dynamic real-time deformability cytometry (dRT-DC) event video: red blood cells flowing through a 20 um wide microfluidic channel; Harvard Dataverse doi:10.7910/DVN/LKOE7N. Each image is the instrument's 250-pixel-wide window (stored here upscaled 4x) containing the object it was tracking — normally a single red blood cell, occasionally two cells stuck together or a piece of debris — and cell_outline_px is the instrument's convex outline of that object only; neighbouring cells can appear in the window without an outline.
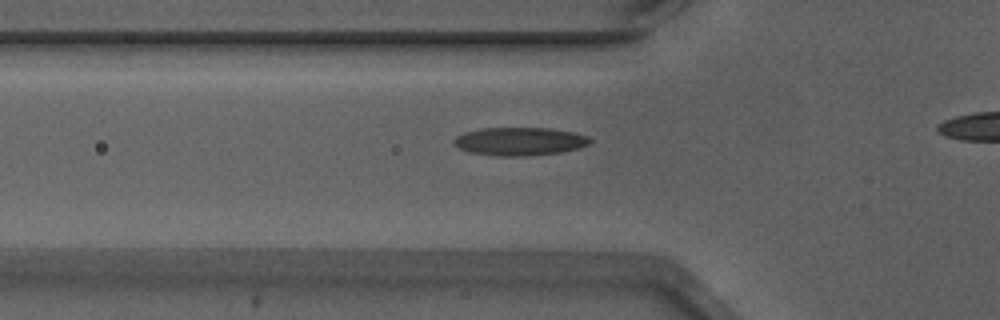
{"species": "Egyptian fruit bat (a non-hibernating species)", "species_latin": "Rousettus aegyptiacus", "temperature_condition": "warm", "stored_images_in_passage": 38, "camera_frame_rate_fps": 3000, "um_per_image_px": 0.085, "animal": {"sex": "male"}, "frame": {"image": 1, "passage_image": 13, "time_ms": 4.0, "image_size_px": [1000, 320], "cell_outline_px": [[592, 140], [588, 144], [580, 148], [560, 152], [524, 156], [496, 156], [468, 152], [452, 144], [452, 140], [456, 136], [464, 132], [484, 128], [548, 128], [572, 132], [588, 136]], "centroid_in_image_um": [44.13, 12.02], "position_along_channel_um": 81.7, "area_um2": 22.37}}
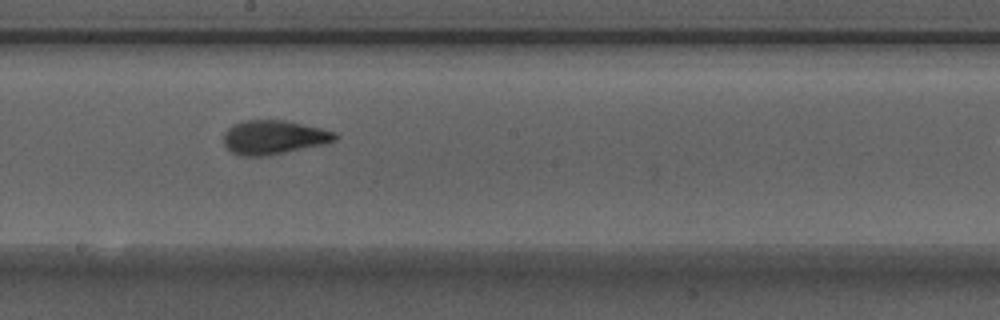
{"frame": {"image": 2, "passage_image": 24, "time_ms": 7.667, "image_size_px": [1000, 320], "cell_outline_px": [[340, 136], [336, 140], [320, 144], [264, 156], [244, 156], [232, 152], [224, 144], [224, 132], [232, 124], [244, 120], [284, 120], [320, 128], [336, 132]], "centroid_in_image_um": [23.23, 11.65], "position_along_channel_um": 225.0, "area_um2": 21.73}}
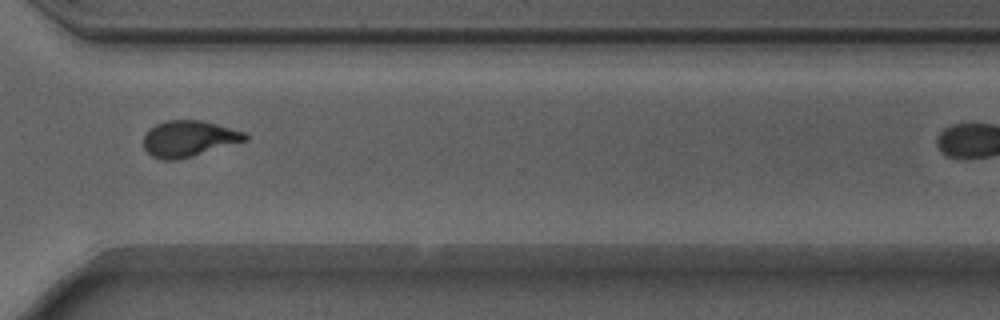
{"frame": {"image": 3, "passage_image": 34, "time_ms": 11.0, "image_size_px": [1000, 320], "cell_outline_px": [[248, 140], [192, 156], [176, 160], [160, 160], [152, 156], [144, 148], [144, 136], [148, 128], [156, 124], [168, 120], [200, 120], [216, 124], [244, 132], [248, 136]], "centroid_in_image_um": [16.02, 11.79], "position_along_channel_um": 354.6, "area_um2": 21.27}}